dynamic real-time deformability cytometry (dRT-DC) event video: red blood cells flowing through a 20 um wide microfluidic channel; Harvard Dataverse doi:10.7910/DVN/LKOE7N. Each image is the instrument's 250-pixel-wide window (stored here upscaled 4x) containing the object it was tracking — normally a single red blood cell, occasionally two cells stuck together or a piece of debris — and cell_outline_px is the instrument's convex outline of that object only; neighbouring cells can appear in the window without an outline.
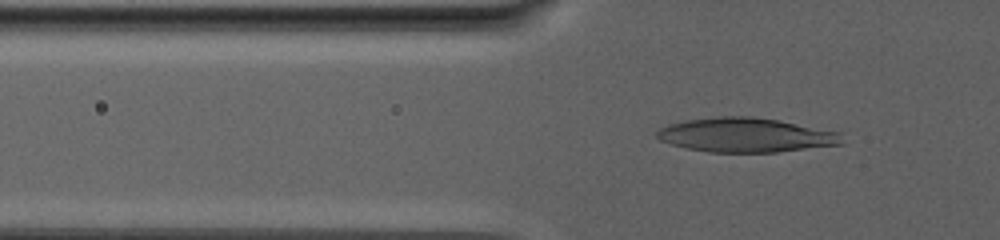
{"species": "human", "species_latin": "Homo sapiens", "temperature_condition": "warm", "stored_images_in_passage": 87, "camera_frame_rate_fps": 3000, "um_per_image_px": 0.085, "donor": {"sex": "male"}, "frame": {"image": 1, "passage_image": 32, "time_ms": 10.333, "image_size_px": [1000, 240], "cell_outline_px": [[844, 144], [776, 152], [708, 152], [684, 148], [660, 140], [656, 136], [656, 132], [660, 128], [668, 124], [688, 120], [720, 116], [748, 116], [780, 120], [840, 132]], "centroid_in_image_um": [63.4, 11.48], "position_along_channel_um": 62.4, "area_um2": 37.05}}
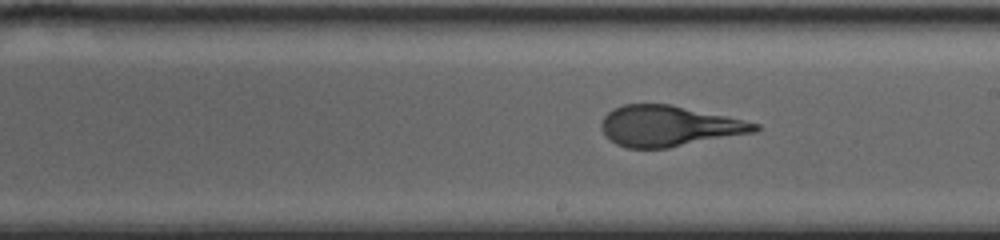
{"frame": {"image": 2, "passage_image": 54, "time_ms": 17.667, "image_size_px": [1000, 240], "cell_outline_px": [[760, 128], [756, 132], [668, 148], [628, 148], [616, 144], [604, 136], [600, 128], [600, 124], [604, 116], [608, 112], [624, 104], [672, 104], [760, 124]], "centroid_in_image_um": [56.83, 10.72], "position_along_channel_um": 232.2, "area_um2": 36.36}}
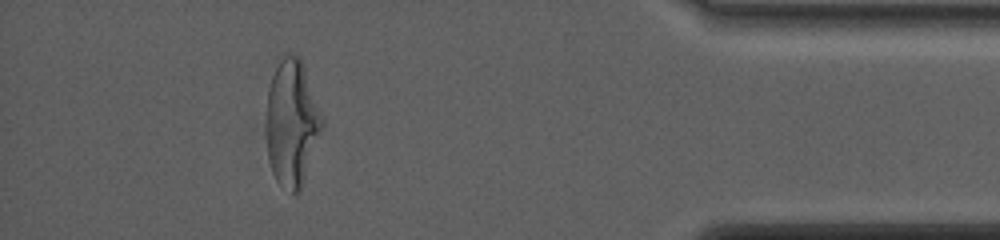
{"frame": {"image": 3, "passage_image": 80, "time_ms": 26.333, "image_size_px": [1000, 240], "cell_outline_px": [[324, 124], [300, 192], [292, 192], [280, 184], [276, 180], [272, 172], [268, 160], [268, 88], [272, 76], [280, 60], [288, 52], [300, 56], [324, 116]], "centroid_in_image_um": [24.85, 10.42], "position_along_channel_um": 410.4, "area_um2": 40.81}, "authors_computed_cell_mechanics": {"area_um2": 37.6856, "velocity_mm_per_s": 2.4886, "shape_relaxation_time_tau1_ms": 10.2065, "shape_relaxation_time_tau2_ms": 1.2693, "deformation_change_tau1": 0.31, "deformation_change_tau2": 0.1002}}